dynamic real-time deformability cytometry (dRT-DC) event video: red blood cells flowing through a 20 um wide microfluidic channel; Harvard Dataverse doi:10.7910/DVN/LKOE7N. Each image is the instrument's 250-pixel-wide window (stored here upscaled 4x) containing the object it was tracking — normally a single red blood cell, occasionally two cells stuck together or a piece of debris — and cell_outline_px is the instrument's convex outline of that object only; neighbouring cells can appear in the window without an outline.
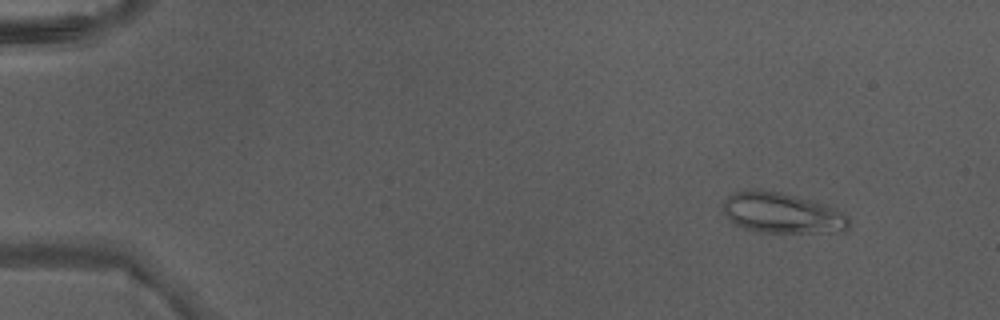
{"species": "Egyptian fruit bat (a non-hibernating species)", "species_latin": "Rousettus aegyptiacus", "temperature_condition": "warm", "stored_images_in_passage": 48, "camera_frame_rate_fps": 3000, "um_per_image_px": 0.085, "animal": {"sex": "male"}, "frame": {"image": 1, "passage_image": 5, "time_ms": 1.333, "image_size_px": [1000, 320], "cell_outline_px": [[848, 228], [844, 232], [756, 232], [744, 228], [728, 220], [724, 212], [724, 200], [732, 192], [756, 188], [780, 192], [796, 196], [824, 204], [848, 216]], "centroid_in_image_um": [66.43, 18.1], "position_along_channel_um": 18.6, "area_um2": 29.71}}
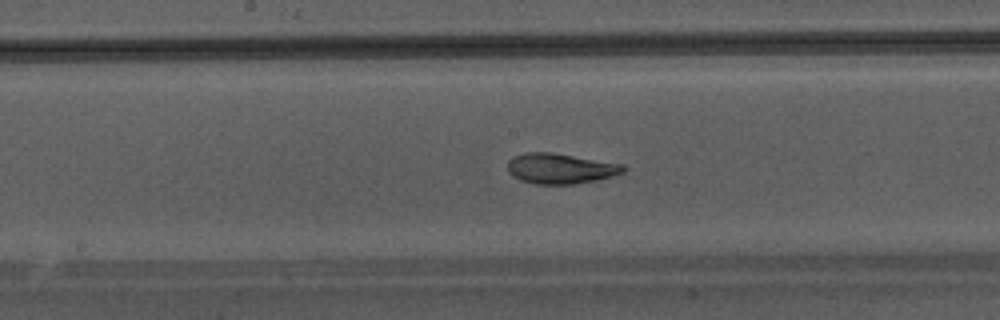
{"frame": {"image": 2, "passage_image": 26, "time_ms": 8.333, "image_size_px": [1000, 320], "cell_outline_px": [[628, 168], [624, 172], [612, 176], [596, 180], [572, 184], [536, 184], [520, 180], [512, 176], [508, 172], [508, 160], [512, 156], [524, 152], [552, 152], [624, 164]], "centroid_in_image_um": [47.63, 14.31], "position_along_channel_um": 200.6, "area_um2": 20.69}}
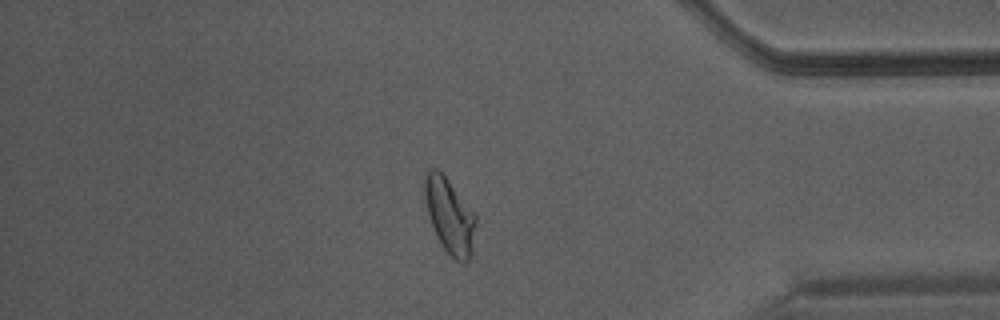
{"frame": {"image": 3, "passage_image": 41, "time_ms": 13.333, "image_size_px": [1000, 320], "cell_outline_px": [[476, 224], [468, 260], [464, 264], [460, 264], [440, 244], [432, 224], [428, 212], [424, 196], [424, 172], [428, 168], [436, 168], [444, 176], [476, 216]], "centroid_in_image_um": [38.18, 18.33], "position_along_channel_um": 397.0, "area_um2": 21.73}}